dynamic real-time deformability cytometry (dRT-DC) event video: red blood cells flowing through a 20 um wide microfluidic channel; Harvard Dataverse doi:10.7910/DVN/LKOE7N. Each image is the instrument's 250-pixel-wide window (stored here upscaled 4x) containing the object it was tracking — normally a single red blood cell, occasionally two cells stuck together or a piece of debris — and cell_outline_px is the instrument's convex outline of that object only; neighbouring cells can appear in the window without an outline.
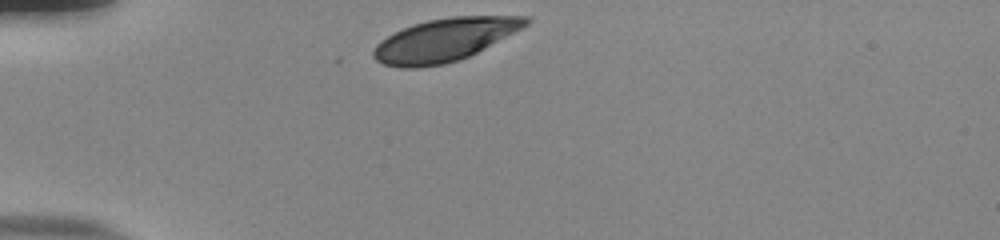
{"species": "human", "species_latin": "Homo sapiens", "temperature_condition": "room temperature", "stored_images_in_passage": 33, "camera_frame_rate_fps": 3000, "um_per_image_px": 0.085, "donor": {"sex": "male"}, "frame": {"image": 1, "passage_image": 1, "time_ms": 0.0, "image_size_px": [1000, 240], "cell_outline_px": [[532, 20], [528, 24], [476, 52], [460, 60], [444, 64], [416, 68], [400, 68], [384, 64], [376, 60], [372, 56], [372, 52], [376, 44], [380, 40], [412, 24], [428, 20], [452, 16], [528, 16]], "centroid_in_image_um": [37.75, 3.39], "position_along_channel_um": 47.3, "area_um2": 37.69}}
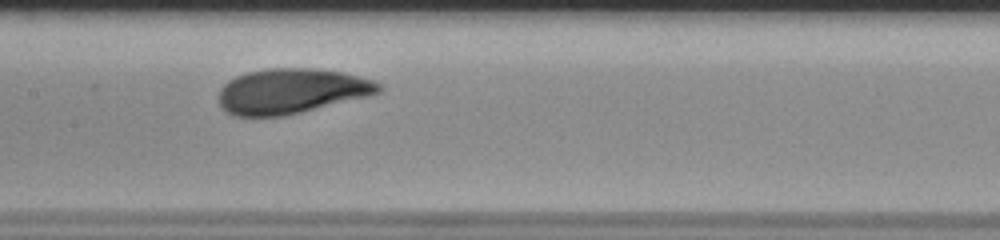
{"frame": {"image": 2, "passage_image": 14, "time_ms": 4.333, "image_size_px": [1000, 240], "cell_outline_px": [[384, 88], [380, 92], [368, 96], [284, 116], [232, 116], [220, 108], [220, 88], [228, 80], [236, 76], [248, 72], [268, 68], [308, 68], [340, 72], [372, 80], [380, 84]], "centroid_in_image_um": [24.73, 7.75], "position_along_channel_um": 182.7, "area_um2": 41.85}}
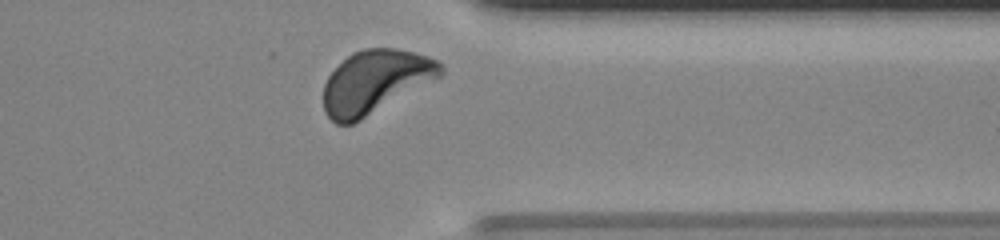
{"frame": {"image": 3, "passage_image": 30, "time_ms": 9.667, "image_size_px": [1000, 240], "cell_outline_px": [[444, 72], [440, 76], [360, 120], [352, 124], [336, 124], [324, 112], [324, 84], [328, 76], [352, 52], [364, 48], [396, 48], [428, 56], [436, 60], [444, 68]], "centroid_in_image_um": [31.87, 6.94], "position_along_channel_um": 379.5, "area_um2": 42.48}, "authors_computed_cell_mechanics": {"area_um2": 41.7894, "velocity_mm_per_s": 3.7431, "shape_relaxation_time_tau1_ms": 2.6592, "shape_relaxation_time_tau2_ms": 0.9719, "deformation_change_tau1": 0.103, "deformation_change_tau2": 0.0464}}